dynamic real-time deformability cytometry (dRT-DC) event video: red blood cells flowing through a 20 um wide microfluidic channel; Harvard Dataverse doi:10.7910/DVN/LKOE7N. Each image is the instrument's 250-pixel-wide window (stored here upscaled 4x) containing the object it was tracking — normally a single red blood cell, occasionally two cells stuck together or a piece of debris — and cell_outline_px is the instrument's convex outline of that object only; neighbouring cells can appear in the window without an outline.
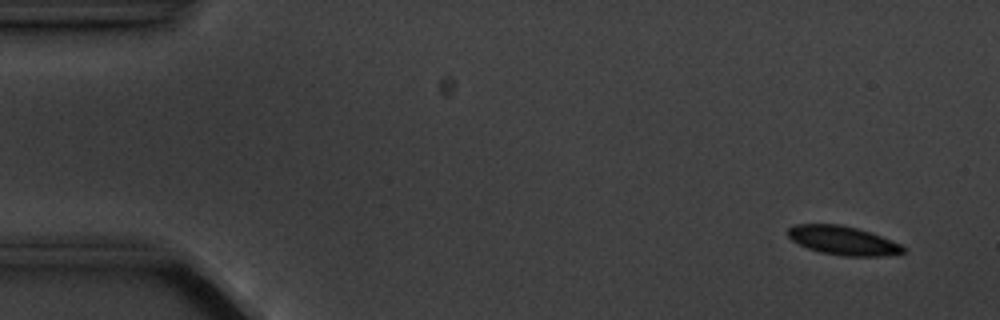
{"species": "common noctule bat (a hibernating species)", "species_latin": "Nyctalus noctula", "temperature_condition": "cold", "stored_images_in_passage": 6, "camera_frame_rate_fps": 3000, "um_per_image_px": 0.085, "animal": {"sex": "male", "body_mass_g": 20.1, "forearm_length_mm": 53.5}, "frame": {"image": 1, "passage_image": 2, "time_ms": 1.0, "image_size_px": [1000, 320], "cell_outline_px": [[908, 248], [904, 252], [884, 256], [844, 256], [820, 252], [808, 248], [792, 240], [788, 236], [788, 228], [796, 224], [840, 224], [856, 228], [880, 236], [900, 244]], "centroid_in_image_um": [71.65, 20.45], "position_along_channel_um": 13.3, "area_um2": 19.19}}